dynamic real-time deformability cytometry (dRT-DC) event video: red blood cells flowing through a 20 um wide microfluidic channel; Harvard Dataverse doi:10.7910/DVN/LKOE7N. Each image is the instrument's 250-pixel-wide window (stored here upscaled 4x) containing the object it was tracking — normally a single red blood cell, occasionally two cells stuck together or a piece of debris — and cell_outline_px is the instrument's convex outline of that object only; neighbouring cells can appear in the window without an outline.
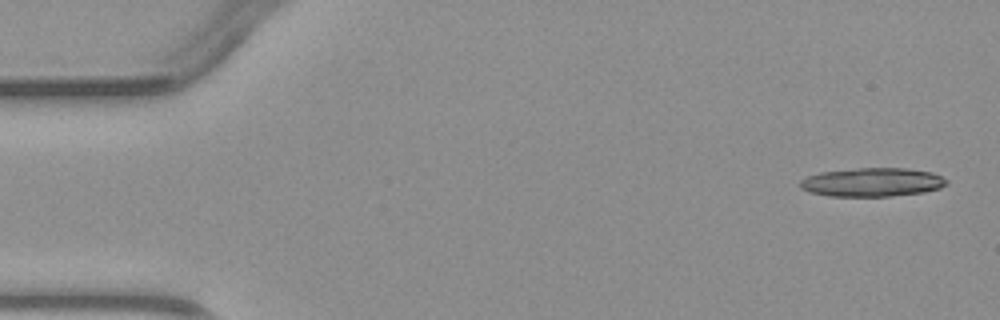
{"species": "common noctule bat (a hibernating species)", "species_latin": "Nyctalus noctula", "temperature_condition": "warm", "stored_images_in_passage": 4, "camera_frame_rate_fps": 3000, "um_per_image_px": 0.085, "animal": {"sex": "male", "body_mass_g": 23.1, "forearm_length_mm": 52.7}, "frame": {"image": 1, "passage_image": 1, "time_ms": 0.0, "image_size_px": [1000, 320], "cell_outline_px": [[948, 184], [940, 188], [924, 192], [892, 196], [828, 196], [808, 192], [800, 188], [800, 180], [808, 176], [820, 172], [856, 168], [904, 168], [932, 172], [948, 180]], "centroid_in_image_um": [74.13, 15.49], "position_along_channel_um": 10.9, "area_um2": 24.62}}